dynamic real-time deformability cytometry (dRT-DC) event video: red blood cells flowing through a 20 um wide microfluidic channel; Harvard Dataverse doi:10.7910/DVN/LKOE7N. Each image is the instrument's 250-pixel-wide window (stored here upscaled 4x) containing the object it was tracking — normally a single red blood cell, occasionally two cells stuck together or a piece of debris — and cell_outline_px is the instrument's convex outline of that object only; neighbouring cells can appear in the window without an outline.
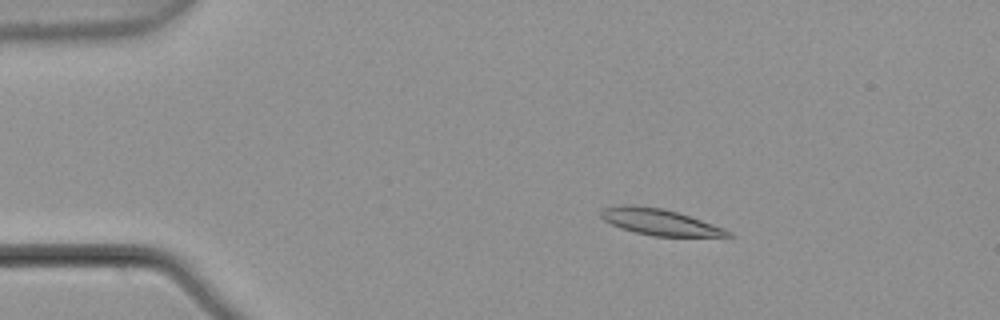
{"species": "common noctule bat (a hibernating species)", "species_latin": "Nyctalus noctula", "temperature_condition": "warm", "stored_images_in_passage": 5, "camera_frame_rate_fps": 3000, "um_per_image_px": 0.085, "animal": {"sex": "male", "body_mass_g": 21.5, "forearm_length_mm": 52.0}, "frame": {"image": 1, "passage_image": 3, "time_ms": 0.667, "image_size_px": [1000, 320], "cell_outline_px": [[736, 236], [652, 236], [620, 228], [604, 220], [600, 216], [600, 208], [620, 204], [632, 204], [664, 208], [724, 228], [732, 232]], "centroid_in_image_um": [56.01, 18.85], "position_along_channel_um": 29.0, "area_um2": 19.42}}